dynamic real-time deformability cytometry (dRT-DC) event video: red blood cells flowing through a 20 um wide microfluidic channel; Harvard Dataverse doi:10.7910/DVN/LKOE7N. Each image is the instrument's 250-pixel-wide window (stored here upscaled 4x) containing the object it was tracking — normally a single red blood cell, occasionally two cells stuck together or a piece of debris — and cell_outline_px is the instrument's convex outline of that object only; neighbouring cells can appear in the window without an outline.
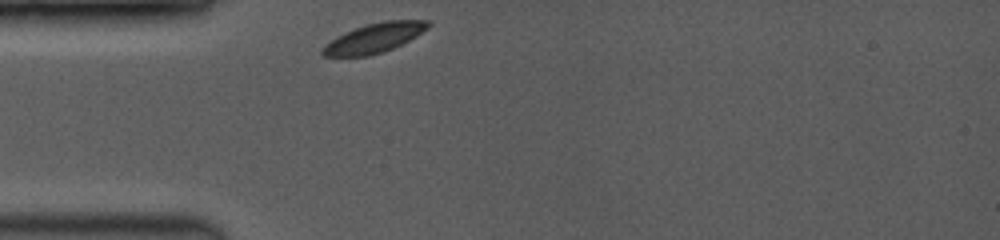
{"species": "common noctule bat (a hibernating species)", "species_latin": "Nyctalus noctula", "temperature_condition": "room temperature", "stored_images_in_passage": 33, "camera_frame_rate_fps": 3500, "um_per_image_px": 0.085, "animal": {"sex": "female", "body_mass_g": 19.0, "forearm_length_mm": 53.3}, "frame": {"image": 1, "passage_image": 1, "time_ms": 0.0, "image_size_px": [1000, 240], "cell_outline_px": [[432, 24], [428, 28], [416, 36], [384, 52], [368, 56], [324, 56], [320, 52], [320, 48], [324, 44], [336, 36], [344, 32], [368, 24], [384, 20], [432, 20]], "centroid_in_image_um": [31.79, 3.22], "position_along_channel_um": 53.2, "area_um2": 18.21}}
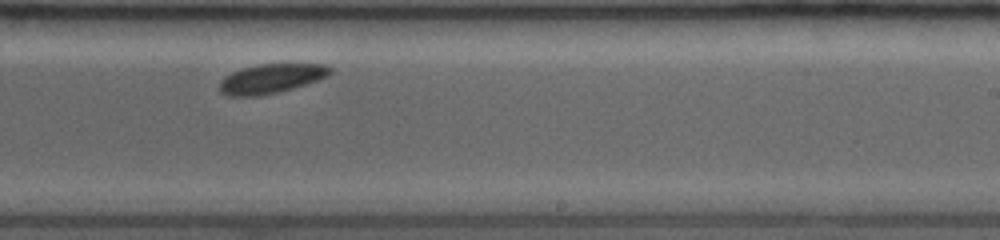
{"frame": {"image": 2, "passage_image": 20, "time_ms": 5.714, "image_size_px": [1000, 240], "cell_outline_px": [[332, 72], [328, 76], [292, 88], [276, 92], [256, 96], [228, 96], [220, 92], [220, 80], [224, 76], [232, 72], [256, 64], [324, 64], [332, 68]], "centroid_in_image_um": [23.02, 6.67], "position_along_channel_um": 266.0, "area_um2": 18.73}}
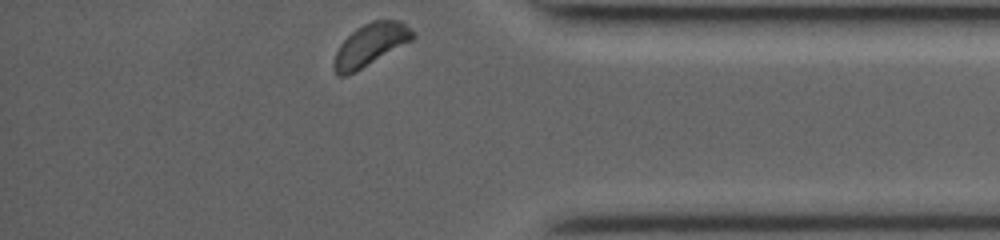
{"frame": {"image": 3, "passage_image": 33, "time_ms": 9.429, "image_size_px": [1000, 240], "cell_outline_px": [[416, 36], [412, 40], [360, 68], [344, 76], [336, 76], [332, 68], [332, 64], [336, 52], [340, 44], [356, 28], [372, 20], [400, 20]], "centroid_in_image_um": [31.43, 3.8], "position_along_channel_um": 403.8, "area_um2": 18.9}, "authors_computed_cell_mechanics": {"area_um2": 19.0162, "velocity_mm_per_s": 3.8653, "shape_relaxation_time_tau1_ms": 0.2693, "shape_relaxation_time_tau2_ms": null, "deformation_change_tau1": 0.0362, "deformation_change_tau2": null}}